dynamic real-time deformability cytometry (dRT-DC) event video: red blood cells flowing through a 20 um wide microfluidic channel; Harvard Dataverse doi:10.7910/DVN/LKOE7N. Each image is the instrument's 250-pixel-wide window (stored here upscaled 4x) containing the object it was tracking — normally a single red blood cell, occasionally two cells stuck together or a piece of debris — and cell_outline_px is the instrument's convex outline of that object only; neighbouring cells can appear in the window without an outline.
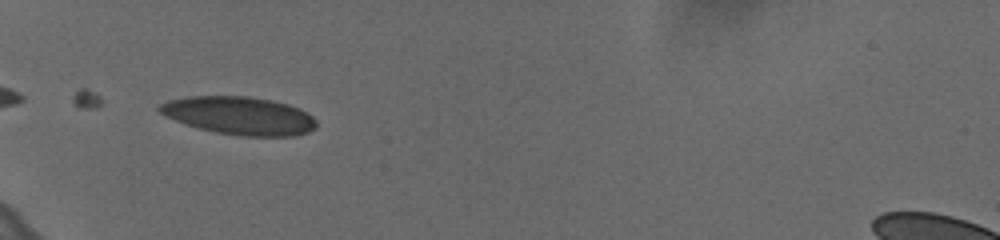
{"species": "human", "species_latin": "Homo sapiens", "temperature_condition": "cold", "stored_images_in_passage": 7, "camera_frame_rate_fps": 3000, "um_per_image_px": 0.085, "donor": {"sex": "female"}, "frame": {"image": 1, "passage_image": 1, "time_ms": 0.0, "image_size_px": [1000, 240], "cell_outline_px": [[316, 128], [308, 132], [296, 136], [240, 136], [216, 132], [184, 124], [160, 112], [156, 108], [160, 104], [168, 100], [188, 96], [248, 96], [272, 100], [288, 104], [308, 112], [316, 120]], "centroid_in_image_um": [20.37, 9.83], "position_along_channel_um": 64.6, "area_um2": 34.8}}
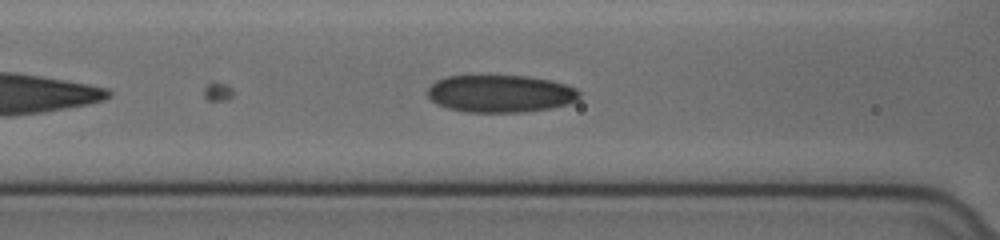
{"frame": {"image": 2, "passage_image": 7, "time_ms": 2.0, "image_size_px": [1000, 240], "cell_outline_px": [[580, 96], [576, 100], [568, 104], [552, 108], [520, 112], [468, 112], [448, 108], [436, 104], [428, 96], [428, 88], [436, 80], [448, 76], [528, 76], [552, 80], [576, 88], [580, 92]], "centroid_in_image_um": [42.55, 7.96], "position_along_channel_um": 124.1, "area_um2": 33.12}}